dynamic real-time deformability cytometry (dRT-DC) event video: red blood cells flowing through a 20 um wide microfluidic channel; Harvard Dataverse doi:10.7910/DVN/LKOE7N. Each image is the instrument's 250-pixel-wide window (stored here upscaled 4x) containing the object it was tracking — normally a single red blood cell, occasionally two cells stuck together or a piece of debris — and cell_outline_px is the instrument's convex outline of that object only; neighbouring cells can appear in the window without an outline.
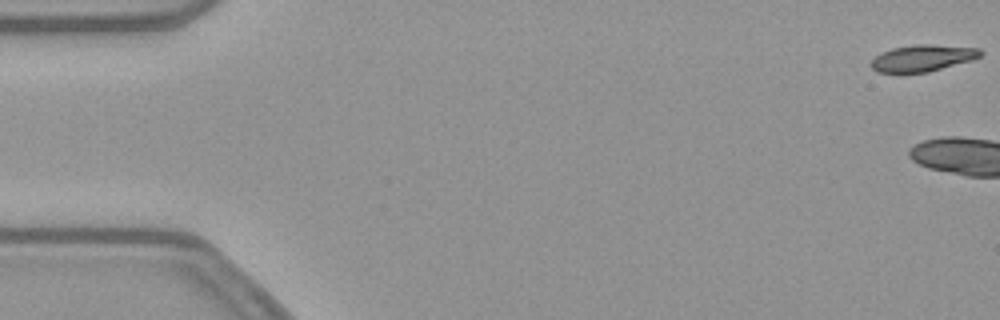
{"species": "common noctule bat (a hibernating species)", "species_latin": "Nyctalus noctula", "temperature_condition": "warm", "stored_images_in_passage": 5, "camera_frame_rate_fps": 3000, "um_per_image_px": 0.085, "animal": {"sex": "female", "body_mass_g": 21.9}, "frame": {"image": 1, "passage_image": 1, "time_ms": 0.0, "image_size_px": [1000, 320], "cell_outline_px": [[984, 52], [980, 56], [972, 60], [928, 72], [876, 72], [872, 68], [872, 60], [876, 56], [892, 48], [916, 44], [928, 44], [980, 48]], "centroid_in_image_um": [78.46, 4.93], "position_along_channel_um": 6.5, "area_um2": 16.76}}